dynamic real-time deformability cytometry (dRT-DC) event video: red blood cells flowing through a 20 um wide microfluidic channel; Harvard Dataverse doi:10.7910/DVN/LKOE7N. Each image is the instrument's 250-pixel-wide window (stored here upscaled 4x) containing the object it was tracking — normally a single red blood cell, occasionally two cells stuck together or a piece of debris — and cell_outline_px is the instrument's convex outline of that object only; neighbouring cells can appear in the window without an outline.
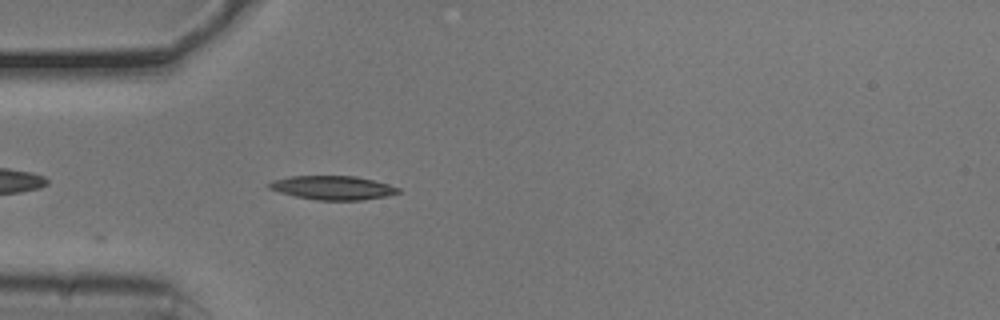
{"species": "common noctule bat (a hibernating species)", "species_latin": "Nyctalus noctula", "temperature_condition": "cold", "stored_images_in_passage": 4, "camera_frame_rate_fps": 3000, "um_per_image_px": 0.085, "animal": {"sex": "male", "body_mass_g": 20.5, "forearm_length_mm": 52.5}, "frame": {"image": 1, "passage_image": 1, "time_ms": 0.0, "image_size_px": [1000, 320], "cell_outline_px": [[400, 192], [388, 196], [360, 200], [316, 200], [296, 196], [280, 192], [268, 188], [264, 184], [272, 180], [288, 176], [356, 176], [388, 184], [400, 188]], "centroid_in_image_um": [28.24, 15.95], "position_along_channel_um": 56.8, "area_um2": 18.03}}
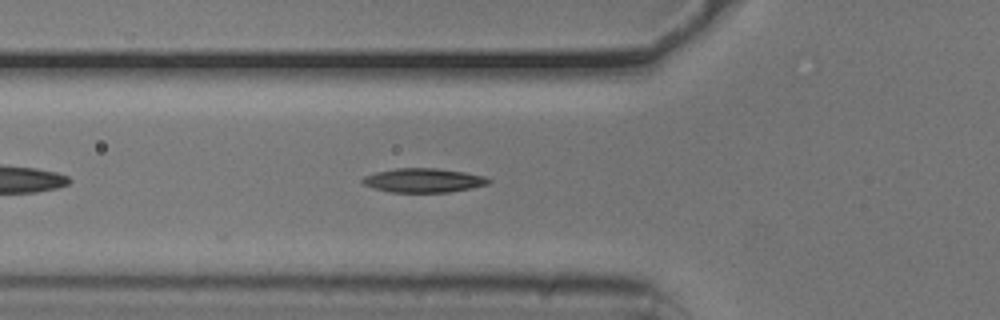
{"frame": {"image": 2, "passage_image": 4, "time_ms": 1.0, "image_size_px": [1000, 320], "cell_outline_px": [[492, 180], [488, 184], [472, 188], [448, 192], [392, 192], [372, 188], [364, 184], [360, 180], [364, 176], [376, 172], [396, 168], [436, 168], [464, 172], [484, 176]], "centroid_in_image_um": [35.98, 15.33], "position_along_channel_um": 89.8, "area_um2": 17.69}}